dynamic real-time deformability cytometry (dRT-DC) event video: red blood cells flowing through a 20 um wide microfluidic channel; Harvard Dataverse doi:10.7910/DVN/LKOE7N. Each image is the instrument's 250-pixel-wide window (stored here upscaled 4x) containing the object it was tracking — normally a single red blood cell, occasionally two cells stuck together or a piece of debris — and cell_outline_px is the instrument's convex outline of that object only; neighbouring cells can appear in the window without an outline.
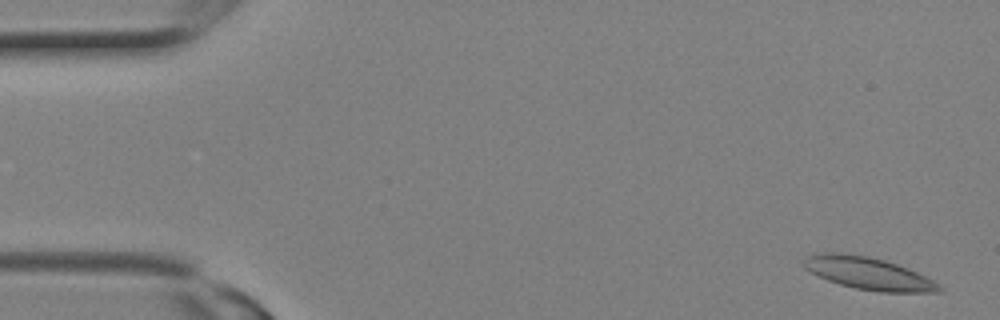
{"species": "Egyptian fruit bat (a non-hibernating species)", "species_latin": "Rousettus aegyptiacus", "temperature_condition": "room temperature", "stored_images_in_passage": 9, "camera_frame_rate_fps": 3000, "um_per_image_px": 0.085, "animal": {"sex": "female"}, "frame": {"image": 1, "passage_image": 1, "time_ms": 0.0, "image_size_px": [1000, 320], "cell_outline_px": [[944, 288], [940, 292], [880, 292], [856, 288], [840, 284], [828, 280], [804, 268], [804, 260], [808, 256], [816, 252], [844, 252], [868, 256], [884, 260], [896, 264], [916, 272], [940, 284]], "centroid_in_image_um": [73.81, 23.23], "position_along_channel_um": 11.2, "area_um2": 25.37}}
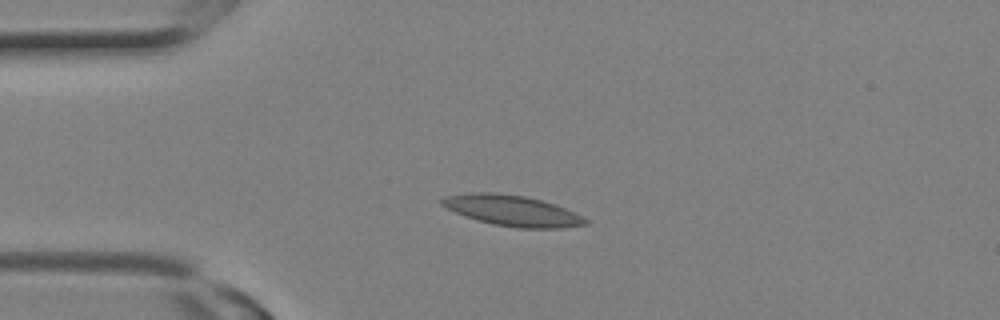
{"frame": {"image": 2, "passage_image": 6, "time_ms": 1.667, "image_size_px": [1000, 320], "cell_outline_px": [[588, 224], [560, 228], [520, 228], [492, 224], [456, 212], [440, 204], [440, 200], [444, 196], [468, 192], [492, 192], [524, 196], [540, 200], [564, 208], [588, 220]], "centroid_in_image_um": [43.5, 17.89], "position_along_channel_um": 41.5, "area_um2": 25.2}}
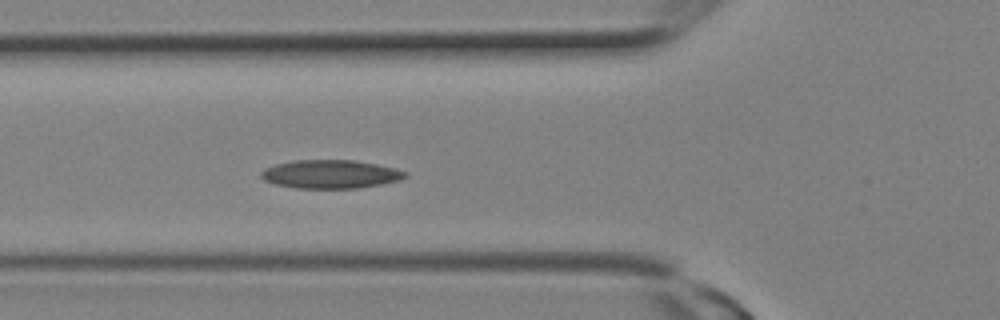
{"frame": {"image": 3, "passage_image": 9, "time_ms": 2.667, "image_size_px": [1000, 320], "cell_outline_px": [[408, 176], [400, 180], [360, 188], [296, 188], [276, 184], [264, 180], [260, 176], [260, 172], [264, 168], [276, 164], [292, 160], [356, 160], [376, 164], [408, 172]], "centroid_in_image_um": [28.08, 14.8], "position_along_channel_um": 97.7, "area_um2": 23.93}}